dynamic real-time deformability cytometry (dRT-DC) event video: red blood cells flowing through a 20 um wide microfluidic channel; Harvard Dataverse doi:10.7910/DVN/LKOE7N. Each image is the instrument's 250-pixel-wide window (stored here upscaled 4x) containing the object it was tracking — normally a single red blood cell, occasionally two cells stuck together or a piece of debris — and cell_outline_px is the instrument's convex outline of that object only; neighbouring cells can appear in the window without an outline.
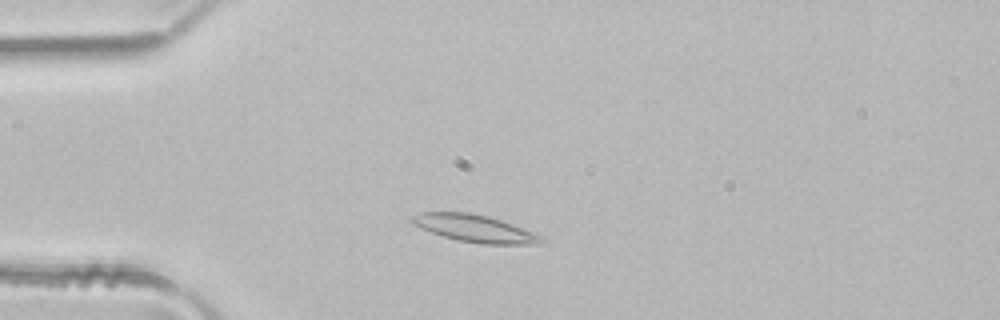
{"species": "common noctule bat (a hibernating species)", "species_latin": "Nyctalus noctula", "temperature_condition": "room temperature", "stored_images_in_passage": 44, "camera_frame_rate_fps": 3000, "um_per_image_px": 0.085, "animal": {"sex": "male", "body_mass_g": 21.5, "forearm_length_mm": 52.0}, "frame": {"image": 1, "passage_image": 7, "time_ms": 2.0, "image_size_px": [1000, 320], "cell_outline_px": [[544, 240], [536, 244], [480, 244], [456, 240], [432, 232], [412, 224], [408, 220], [408, 216], [420, 212], [468, 212], [488, 216], [512, 224], [544, 236]], "centroid_in_image_um": [40.3, 19.41], "position_along_channel_um": 44.7, "area_um2": 20.63}}
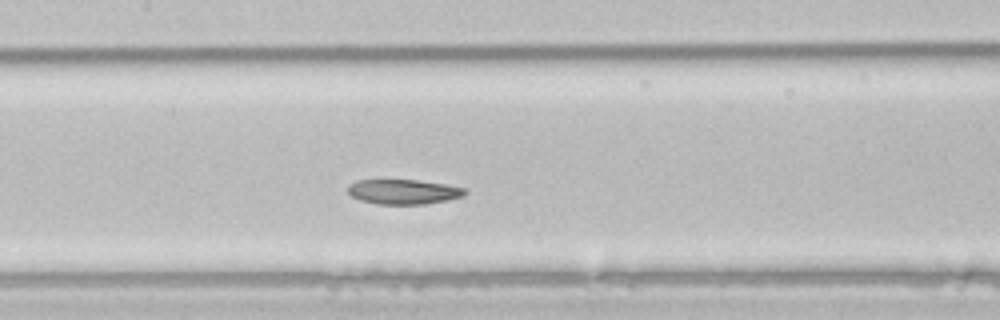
{"frame": {"image": 2, "passage_image": 18, "time_ms": 5.667, "image_size_px": [1000, 320], "cell_outline_px": [[468, 192], [464, 196], [424, 204], [376, 204], [360, 200], [352, 196], [348, 192], [348, 184], [356, 180], [416, 180], [444, 184], [468, 188]], "centroid_in_image_um": [34.29, 16.29], "position_along_channel_um": 173.1, "area_um2": 16.94}}
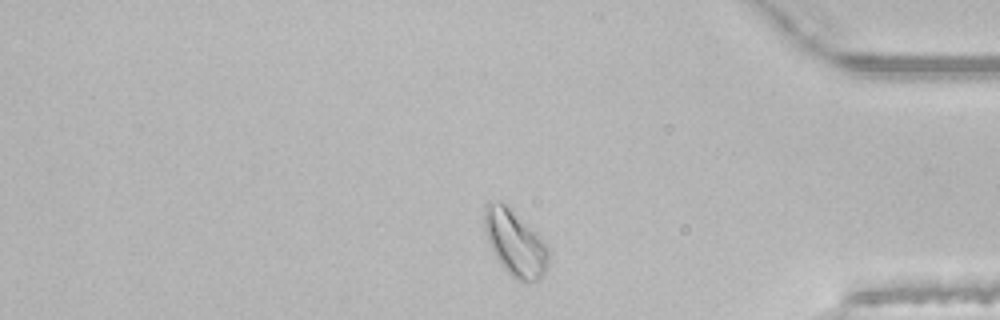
{"frame": {"image": 3, "passage_image": 36, "time_ms": 11.667, "image_size_px": [1000, 320], "cell_outline_px": [[548, 264], [544, 272], [536, 280], [520, 280], [512, 276], [504, 268], [496, 256], [488, 240], [484, 228], [484, 212], [488, 204], [504, 204], [512, 208], [548, 248]], "centroid_in_image_um": [43.77, 20.66], "position_along_channel_um": 391.4, "area_um2": 23.29}, "authors_computed_cell_mechanics": {"area_um2": 19.9121, "velocity_mm_per_s": 4.0576, "shape_relaxation_time_tau1_ms": 9.5517, "shape_relaxation_time_tau2_ms": 5.5109, "deformation_change_tau1": 0.1615, "deformation_change_tau2": 0.1}}